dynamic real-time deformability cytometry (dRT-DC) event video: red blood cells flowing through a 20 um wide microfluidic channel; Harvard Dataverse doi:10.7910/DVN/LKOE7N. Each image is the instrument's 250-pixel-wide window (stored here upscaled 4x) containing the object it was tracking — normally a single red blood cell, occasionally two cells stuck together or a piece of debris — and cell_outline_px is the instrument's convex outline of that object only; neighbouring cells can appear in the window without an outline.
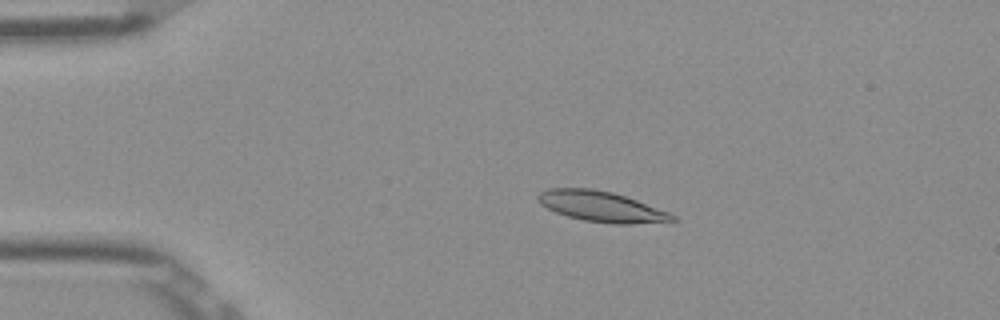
{"species": "Egyptian fruit bat (a non-hibernating species)", "species_latin": "Rousettus aegyptiacus", "temperature_condition": "room temperature", "stored_images_in_passage": 46, "camera_frame_rate_fps": 3000, "um_per_image_px": 0.085, "frame": {"image": 1, "passage_image": 5, "time_ms": 1.333, "image_size_px": [1000, 320], "cell_outline_px": [[680, 220], [632, 224], [612, 224], [584, 220], [568, 216], [556, 212], [540, 204], [536, 196], [540, 192], [548, 188], [592, 188], [612, 192], [636, 200], [668, 212], [676, 216]], "centroid_in_image_um": [51.1, 17.55], "position_along_channel_um": 33.9, "area_um2": 23.76}}
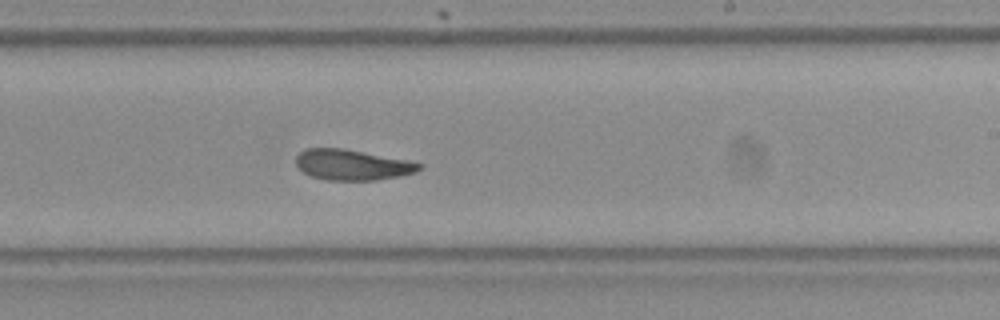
{"frame": {"image": 2, "passage_image": 26, "time_ms": 8.333, "image_size_px": [1000, 320], "cell_outline_px": [[424, 164], [416, 172], [400, 176], [376, 180], [328, 180], [312, 176], [304, 172], [296, 164], [296, 156], [304, 148], [344, 148], [408, 160]], "centroid_in_image_um": [29.95, 14.0], "position_along_channel_um": 259.1, "area_um2": 21.96}}
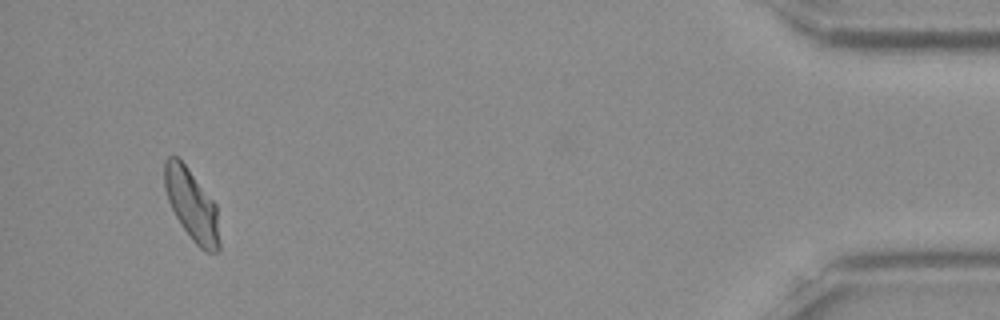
{"frame": {"image": 3, "passage_image": 44, "time_ms": 14.333, "image_size_px": [1000, 320], "cell_outline_px": [[220, 248], [216, 252], [204, 252], [192, 240], [180, 224], [168, 200], [164, 188], [164, 160], [168, 156], [176, 156], [184, 164], [216, 204], [220, 244]], "centroid_in_image_um": [16.29, 17.44], "position_along_channel_um": 418.9, "area_um2": 22.66}, "authors_computed_cell_mechanics": {"area_um2": 22.8021, "velocity_mm_per_s": 3.8737, "shape_relaxation_time_tau1_ms": null, "shape_relaxation_time_tau2_ms": 6.0549, "deformation_change_tau1": null, "deformation_change_tau2": 0.1219}}